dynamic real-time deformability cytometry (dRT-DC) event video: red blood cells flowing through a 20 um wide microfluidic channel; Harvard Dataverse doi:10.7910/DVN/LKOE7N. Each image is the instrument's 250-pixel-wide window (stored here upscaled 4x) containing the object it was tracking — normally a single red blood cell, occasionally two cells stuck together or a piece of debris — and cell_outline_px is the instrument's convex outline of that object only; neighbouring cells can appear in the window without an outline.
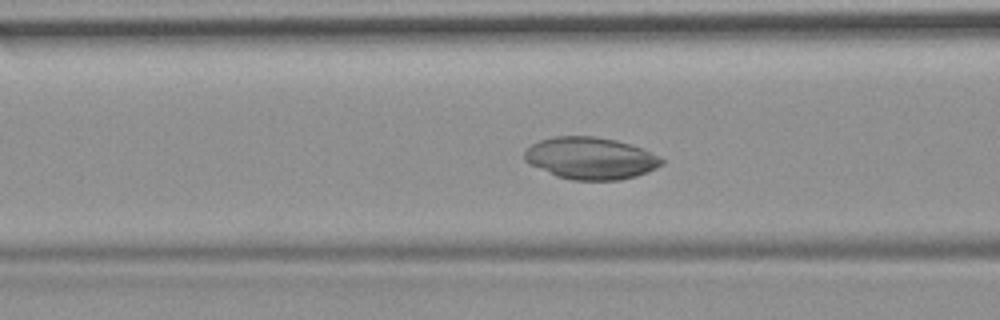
{"species": "common noctule bat (a hibernating species)", "species_latin": "Nyctalus noctula", "temperature_condition": "room temperature", "stored_images_in_passage": 46, "camera_frame_rate_fps": 3000, "um_per_image_px": 0.085, "animal": {"sex": "female", "body_mass_g": 19.9}, "frame": {"image": 1, "passage_image": 17, "time_ms": 5.333, "image_size_px": [1000, 320], "cell_outline_px": [[664, 164], [648, 172], [636, 176], [620, 180], [572, 180], [556, 176], [528, 164], [524, 160], [524, 152], [532, 144], [540, 140], [556, 136], [592, 136], [616, 140], [644, 148], [660, 156], [664, 160]], "centroid_in_image_um": [50.22, 13.45], "position_along_channel_um": 116.4, "area_um2": 33.87}}
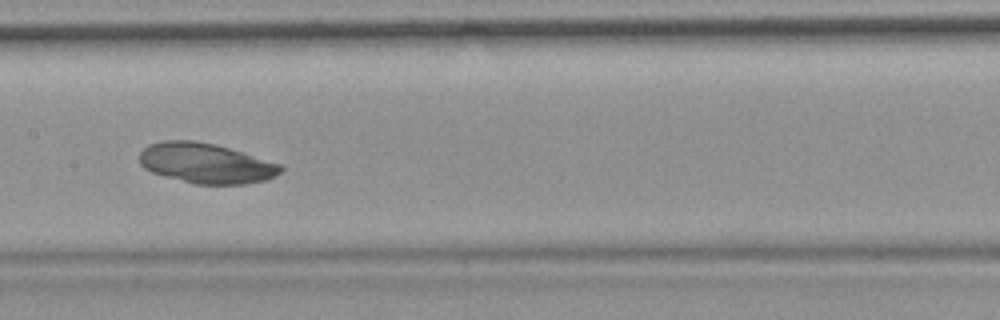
{"frame": {"image": 2, "passage_image": 23, "time_ms": 7.333, "image_size_px": [1000, 320], "cell_outline_px": [[284, 168], [276, 176], [268, 180], [244, 184], [196, 184], [164, 176], [152, 172], [144, 168], [140, 164], [140, 152], [148, 144], [164, 140], [192, 140], [216, 144], [284, 164]], "centroid_in_image_um": [17.55, 13.87], "position_along_channel_um": 189.9, "area_um2": 33.35}}
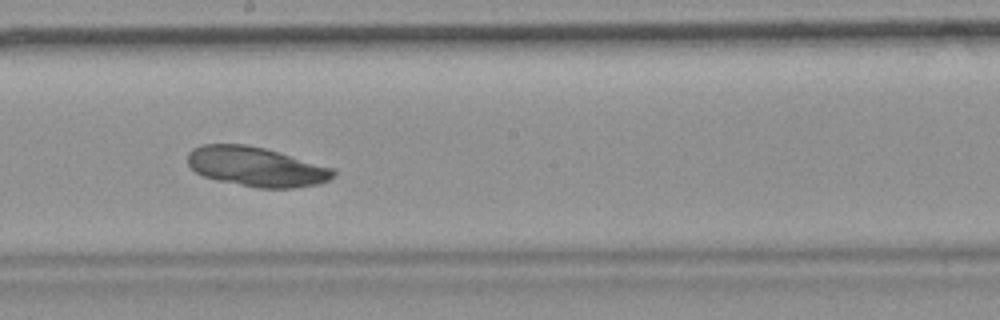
{"frame": {"image": 3, "passage_image": 26, "time_ms": 8.333, "image_size_px": [1000, 320], "cell_outline_px": [[336, 176], [328, 180], [316, 184], [292, 188], [256, 188], [216, 180], [204, 176], [196, 172], [188, 164], [188, 152], [192, 148], [200, 144], [244, 144], [264, 148], [336, 168]], "centroid_in_image_um": [21.79, 14.17], "position_along_channel_um": 226.4, "area_um2": 33.76}}